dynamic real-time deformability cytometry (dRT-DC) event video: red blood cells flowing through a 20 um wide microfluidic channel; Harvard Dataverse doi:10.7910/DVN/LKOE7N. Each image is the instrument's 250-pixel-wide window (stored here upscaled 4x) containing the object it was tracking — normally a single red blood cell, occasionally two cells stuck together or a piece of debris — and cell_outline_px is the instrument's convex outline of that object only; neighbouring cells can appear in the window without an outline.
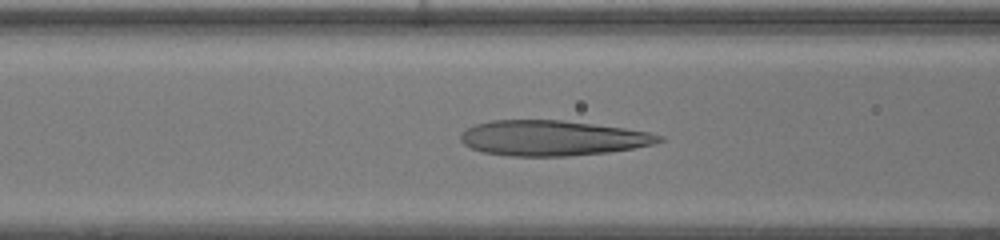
{"species": "human", "species_latin": "Homo sapiens", "temperature_condition": "warm", "stored_images_in_passage": 41, "camera_frame_rate_fps": 3000, "um_per_image_px": 0.085, "donor": {"sex": "female"}, "frame": {"image": 1, "passage_image": 14, "time_ms": 4.333, "image_size_px": [1000, 240], "cell_outline_px": [[664, 140], [652, 144], [632, 148], [608, 152], [568, 156], [508, 156], [484, 152], [472, 148], [464, 144], [460, 140], [460, 132], [476, 124], [492, 120], [560, 120], [624, 128], [648, 132], [664, 136]], "centroid_in_image_um": [46.93, 11.74], "position_along_channel_um": 119.7, "area_um2": 40.58}}
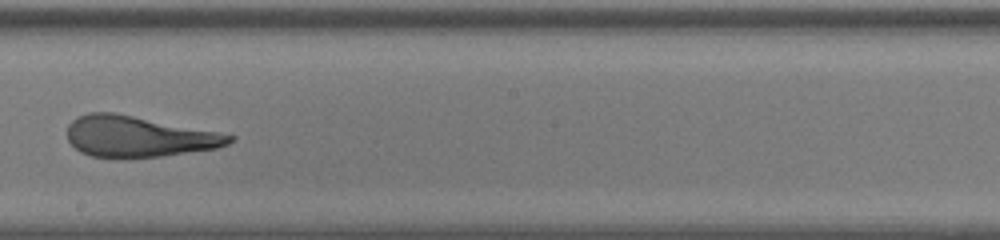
{"frame": {"image": 2, "passage_image": 22, "time_ms": 7.0, "image_size_px": [1000, 240], "cell_outline_px": [[236, 140], [228, 144], [216, 148], [160, 156], [92, 156], [80, 152], [68, 140], [68, 124], [76, 116], [88, 112], [116, 112], [236, 136]], "centroid_in_image_um": [11.74, 11.57], "position_along_channel_um": 236.5, "area_um2": 38.03}}
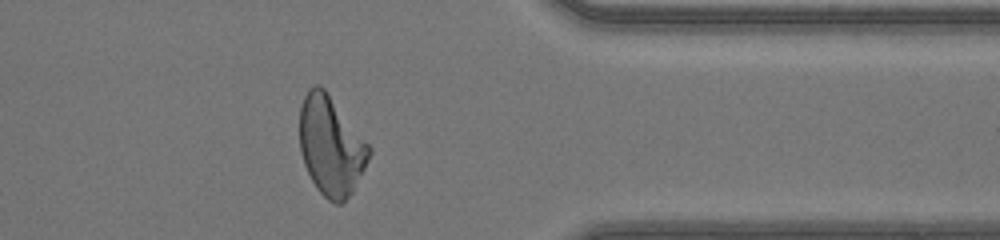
{"frame": {"image": 3, "passage_image": 33, "time_ms": 10.667, "image_size_px": [1000, 240], "cell_outline_px": [[372, 152], [352, 192], [340, 204], [336, 204], [328, 200], [316, 188], [304, 164], [300, 152], [300, 104], [308, 88], [316, 84], [320, 84], [324, 88], [372, 148]], "centroid_in_image_um": [28.11, 12.38], "position_along_channel_um": 383.3, "area_um2": 39.88}, "authors_computed_cell_mechanics": {"area_um2": 40.4022, "velocity_mm_per_s": 4.3942, "shape_relaxation_time_tau1_ms": null, "shape_relaxation_time_tau2_ms": 1.1445, "deformation_change_tau1": null, "deformation_change_tau2": 0.1101}}